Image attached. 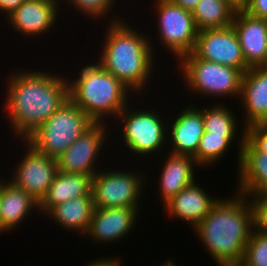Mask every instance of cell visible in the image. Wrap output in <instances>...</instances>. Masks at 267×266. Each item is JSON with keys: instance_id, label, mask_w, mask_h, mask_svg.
Here are the masks:
<instances>
[{"instance_id": "4316f807", "label": "cell", "mask_w": 267, "mask_h": 266, "mask_svg": "<svg viewBox=\"0 0 267 266\" xmlns=\"http://www.w3.org/2000/svg\"><path fill=\"white\" fill-rule=\"evenodd\" d=\"M238 266H267V233L253 229Z\"/></svg>"}, {"instance_id": "cb8c5ba5", "label": "cell", "mask_w": 267, "mask_h": 266, "mask_svg": "<svg viewBox=\"0 0 267 266\" xmlns=\"http://www.w3.org/2000/svg\"><path fill=\"white\" fill-rule=\"evenodd\" d=\"M236 9L226 0H200L192 15L198 31L232 25Z\"/></svg>"}, {"instance_id": "8d00e7d4", "label": "cell", "mask_w": 267, "mask_h": 266, "mask_svg": "<svg viewBox=\"0 0 267 266\" xmlns=\"http://www.w3.org/2000/svg\"><path fill=\"white\" fill-rule=\"evenodd\" d=\"M158 266H176V263L172 261V259L169 258V260L166 261V263L160 264Z\"/></svg>"}, {"instance_id": "44dd1931", "label": "cell", "mask_w": 267, "mask_h": 266, "mask_svg": "<svg viewBox=\"0 0 267 266\" xmlns=\"http://www.w3.org/2000/svg\"><path fill=\"white\" fill-rule=\"evenodd\" d=\"M92 178L86 174H70L57 171L47 193L39 202V209L47 213L52 207L91 194Z\"/></svg>"}, {"instance_id": "603a6c76", "label": "cell", "mask_w": 267, "mask_h": 266, "mask_svg": "<svg viewBox=\"0 0 267 266\" xmlns=\"http://www.w3.org/2000/svg\"><path fill=\"white\" fill-rule=\"evenodd\" d=\"M94 211V204L92 193L88 196H81L52 207L46 215L50 219L55 220L64 229L68 231L78 232L79 234L87 233L92 213Z\"/></svg>"}, {"instance_id": "8992f818", "label": "cell", "mask_w": 267, "mask_h": 266, "mask_svg": "<svg viewBox=\"0 0 267 266\" xmlns=\"http://www.w3.org/2000/svg\"><path fill=\"white\" fill-rule=\"evenodd\" d=\"M178 62L187 90H192L193 95L240 97L243 73L239 69L203 60L193 52Z\"/></svg>"}, {"instance_id": "7402d4cb", "label": "cell", "mask_w": 267, "mask_h": 266, "mask_svg": "<svg viewBox=\"0 0 267 266\" xmlns=\"http://www.w3.org/2000/svg\"><path fill=\"white\" fill-rule=\"evenodd\" d=\"M238 169L239 193L242 195L255 193L267 181V153L258 151L245 138Z\"/></svg>"}, {"instance_id": "277c9868", "label": "cell", "mask_w": 267, "mask_h": 266, "mask_svg": "<svg viewBox=\"0 0 267 266\" xmlns=\"http://www.w3.org/2000/svg\"><path fill=\"white\" fill-rule=\"evenodd\" d=\"M67 81L69 99L94 123H108L109 115L117 118L130 101V89L97 62L84 66L79 77Z\"/></svg>"}, {"instance_id": "30bf717a", "label": "cell", "mask_w": 267, "mask_h": 266, "mask_svg": "<svg viewBox=\"0 0 267 266\" xmlns=\"http://www.w3.org/2000/svg\"><path fill=\"white\" fill-rule=\"evenodd\" d=\"M105 124V125H104ZM105 123H93L86 131L62 153L57 160L58 170L70 174H86L94 176L100 168L96 169L100 151L105 145L106 135ZM98 156V157H97Z\"/></svg>"}, {"instance_id": "e575fe53", "label": "cell", "mask_w": 267, "mask_h": 266, "mask_svg": "<svg viewBox=\"0 0 267 266\" xmlns=\"http://www.w3.org/2000/svg\"><path fill=\"white\" fill-rule=\"evenodd\" d=\"M246 197H264L267 198V181L253 194L246 195Z\"/></svg>"}, {"instance_id": "f546056e", "label": "cell", "mask_w": 267, "mask_h": 266, "mask_svg": "<svg viewBox=\"0 0 267 266\" xmlns=\"http://www.w3.org/2000/svg\"><path fill=\"white\" fill-rule=\"evenodd\" d=\"M245 138L258 151L267 153V123H254L246 126Z\"/></svg>"}, {"instance_id": "484cf974", "label": "cell", "mask_w": 267, "mask_h": 266, "mask_svg": "<svg viewBox=\"0 0 267 266\" xmlns=\"http://www.w3.org/2000/svg\"><path fill=\"white\" fill-rule=\"evenodd\" d=\"M215 105L203 109L204 131L211 135H237L236 130L239 128L236 115L225 104Z\"/></svg>"}, {"instance_id": "8fae6325", "label": "cell", "mask_w": 267, "mask_h": 266, "mask_svg": "<svg viewBox=\"0 0 267 266\" xmlns=\"http://www.w3.org/2000/svg\"><path fill=\"white\" fill-rule=\"evenodd\" d=\"M193 53L203 60L234 67L244 73L246 66L233 26L198 31Z\"/></svg>"}, {"instance_id": "6da1fadb", "label": "cell", "mask_w": 267, "mask_h": 266, "mask_svg": "<svg viewBox=\"0 0 267 266\" xmlns=\"http://www.w3.org/2000/svg\"><path fill=\"white\" fill-rule=\"evenodd\" d=\"M34 71L14 72L6 82V113L22 142L69 98L66 77Z\"/></svg>"}, {"instance_id": "836d02e7", "label": "cell", "mask_w": 267, "mask_h": 266, "mask_svg": "<svg viewBox=\"0 0 267 266\" xmlns=\"http://www.w3.org/2000/svg\"><path fill=\"white\" fill-rule=\"evenodd\" d=\"M175 5L180 6L184 10L193 12L200 0H171Z\"/></svg>"}, {"instance_id": "52a82bcc", "label": "cell", "mask_w": 267, "mask_h": 266, "mask_svg": "<svg viewBox=\"0 0 267 266\" xmlns=\"http://www.w3.org/2000/svg\"><path fill=\"white\" fill-rule=\"evenodd\" d=\"M129 106L127 105L115 119L122 120L121 137L125 141L124 145L135 155L146 157L149 154H157L168 142L166 136L169 126L164 124L166 121L159 116L160 112L148 108L132 110Z\"/></svg>"}, {"instance_id": "9a60e30c", "label": "cell", "mask_w": 267, "mask_h": 266, "mask_svg": "<svg viewBox=\"0 0 267 266\" xmlns=\"http://www.w3.org/2000/svg\"><path fill=\"white\" fill-rule=\"evenodd\" d=\"M61 0H25L6 19L13 30L24 36L36 37L54 28ZM59 3V4H58ZM53 27V28H52Z\"/></svg>"}, {"instance_id": "4dcf8cb0", "label": "cell", "mask_w": 267, "mask_h": 266, "mask_svg": "<svg viewBox=\"0 0 267 266\" xmlns=\"http://www.w3.org/2000/svg\"><path fill=\"white\" fill-rule=\"evenodd\" d=\"M243 10L251 16L267 20V0H248Z\"/></svg>"}, {"instance_id": "ba28073f", "label": "cell", "mask_w": 267, "mask_h": 266, "mask_svg": "<svg viewBox=\"0 0 267 266\" xmlns=\"http://www.w3.org/2000/svg\"><path fill=\"white\" fill-rule=\"evenodd\" d=\"M125 170L101 169L93 176L91 193L94 208L140 207L145 177Z\"/></svg>"}, {"instance_id": "d6986e66", "label": "cell", "mask_w": 267, "mask_h": 266, "mask_svg": "<svg viewBox=\"0 0 267 266\" xmlns=\"http://www.w3.org/2000/svg\"><path fill=\"white\" fill-rule=\"evenodd\" d=\"M39 211V202L11 181L0 179V223L1 232H10L29 217L32 210Z\"/></svg>"}, {"instance_id": "d6a6232c", "label": "cell", "mask_w": 267, "mask_h": 266, "mask_svg": "<svg viewBox=\"0 0 267 266\" xmlns=\"http://www.w3.org/2000/svg\"><path fill=\"white\" fill-rule=\"evenodd\" d=\"M115 259V260H114ZM118 259V260H117ZM119 258H101L98 260V258L94 262L87 263V266H122L121 262L119 261Z\"/></svg>"}, {"instance_id": "5b68a950", "label": "cell", "mask_w": 267, "mask_h": 266, "mask_svg": "<svg viewBox=\"0 0 267 266\" xmlns=\"http://www.w3.org/2000/svg\"><path fill=\"white\" fill-rule=\"evenodd\" d=\"M94 122L69 98L25 141L36 151L58 158Z\"/></svg>"}, {"instance_id": "7c38bea8", "label": "cell", "mask_w": 267, "mask_h": 266, "mask_svg": "<svg viewBox=\"0 0 267 266\" xmlns=\"http://www.w3.org/2000/svg\"><path fill=\"white\" fill-rule=\"evenodd\" d=\"M25 156L15 166V173L10 177L16 187L23 189L38 202L45 196L58 171L57 160L36 151L25 140ZM15 175V176H14Z\"/></svg>"}, {"instance_id": "7a4b0ae2", "label": "cell", "mask_w": 267, "mask_h": 266, "mask_svg": "<svg viewBox=\"0 0 267 266\" xmlns=\"http://www.w3.org/2000/svg\"><path fill=\"white\" fill-rule=\"evenodd\" d=\"M235 196L220 198L194 228L218 266H238L253 231L252 207L246 195Z\"/></svg>"}, {"instance_id": "ffe728a7", "label": "cell", "mask_w": 267, "mask_h": 266, "mask_svg": "<svg viewBox=\"0 0 267 266\" xmlns=\"http://www.w3.org/2000/svg\"><path fill=\"white\" fill-rule=\"evenodd\" d=\"M167 157L161 168V176L159 181L160 197L163 206L169 202L182 189H185L192 183L194 179V168L199 166L195 159L190 155L166 153ZM196 165V166H195Z\"/></svg>"}, {"instance_id": "d590c367", "label": "cell", "mask_w": 267, "mask_h": 266, "mask_svg": "<svg viewBox=\"0 0 267 266\" xmlns=\"http://www.w3.org/2000/svg\"><path fill=\"white\" fill-rule=\"evenodd\" d=\"M236 10H243L246 7L248 0H226Z\"/></svg>"}, {"instance_id": "e0dca14e", "label": "cell", "mask_w": 267, "mask_h": 266, "mask_svg": "<svg viewBox=\"0 0 267 266\" xmlns=\"http://www.w3.org/2000/svg\"><path fill=\"white\" fill-rule=\"evenodd\" d=\"M243 112L244 126L254 123H267V66L249 68L241 79L239 97Z\"/></svg>"}, {"instance_id": "83f0119b", "label": "cell", "mask_w": 267, "mask_h": 266, "mask_svg": "<svg viewBox=\"0 0 267 266\" xmlns=\"http://www.w3.org/2000/svg\"><path fill=\"white\" fill-rule=\"evenodd\" d=\"M70 5H73L72 7L76 10H80L78 12H84L82 15L89 16V19H96L102 20L106 19V15L110 14V10L112 12L114 5V2L116 0H67ZM112 7V8H111ZM109 12V13H108ZM91 16V18H90Z\"/></svg>"}, {"instance_id": "5bb4252c", "label": "cell", "mask_w": 267, "mask_h": 266, "mask_svg": "<svg viewBox=\"0 0 267 266\" xmlns=\"http://www.w3.org/2000/svg\"><path fill=\"white\" fill-rule=\"evenodd\" d=\"M140 207L94 208L90 226L85 235L92 243H113L124 239L135 228ZM134 224V225H133ZM134 226V227H133ZM113 241V242H112Z\"/></svg>"}, {"instance_id": "2e32d148", "label": "cell", "mask_w": 267, "mask_h": 266, "mask_svg": "<svg viewBox=\"0 0 267 266\" xmlns=\"http://www.w3.org/2000/svg\"><path fill=\"white\" fill-rule=\"evenodd\" d=\"M176 115L167 134L168 142L172 143L170 152L194 158L204 133L203 108L189 105Z\"/></svg>"}, {"instance_id": "f1b7e54d", "label": "cell", "mask_w": 267, "mask_h": 266, "mask_svg": "<svg viewBox=\"0 0 267 266\" xmlns=\"http://www.w3.org/2000/svg\"><path fill=\"white\" fill-rule=\"evenodd\" d=\"M253 214V229L267 233V198L247 197Z\"/></svg>"}, {"instance_id": "4fadbf2b", "label": "cell", "mask_w": 267, "mask_h": 266, "mask_svg": "<svg viewBox=\"0 0 267 266\" xmlns=\"http://www.w3.org/2000/svg\"><path fill=\"white\" fill-rule=\"evenodd\" d=\"M232 26L248 68L267 66V20L236 10Z\"/></svg>"}, {"instance_id": "ac0fdd59", "label": "cell", "mask_w": 267, "mask_h": 266, "mask_svg": "<svg viewBox=\"0 0 267 266\" xmlns=\"http://www.w3.org/2000/svg\"><path fill=\"white\" fill-rule=\"evenodd\" d=\"M218 200V197L209 196L199 183L194 182L176 194L163 208L169 217L184 220L194 229Z\"/></svg>"}, {"instance_id": "3957f363", "label": "cell", "mask_w": 267, "mask_h": 266, "mask_svg": "<svg viewBox=\"0 0 267 266\" xmlns=\"http://www.w3.org/2000/svg\"><path fill=\"white\" fill-rule=\"evenodd\" d=\"M116 17L109 21L110 26L105 33L107 37L104 36L102 44L104 48L97 62L127 86L131 93L139 95L153 73L154 45L149 36L147 38L139 30L130 28L119 14V19Z\"/></svg>"}, {"instance_id": "d4e9b609", "label": "cell", "mask_w": 267, "mask_h": 266, "mask_svg": "<svg viewBox=\"0 0 267 266\" xmlns=\"http://www.w3.org/2000/svg\"><path fill=\"white\" fill-rule=\"evenodd\" d=\"M243 132L239 134L240 138L235 137L236 135H211V133L205 132L200 139L196 156L194 157L195 161L199 164L200 167H209L213 166V163H218V160H221L225 156L230 144L238 139V164L241 160V149L245 140V127L242 129Z\"/></svg>"}, {"instance_id": "9c48e42d", "label": "cell", "mask_w": 267, "mask_h": 266, "mask_svg": "<svg viewBox=\"0 0 267 266\" xmlns=\"http://www.w3.org/2000/svg\"><path fill=\"white\" fill-rule=\"evenodd\" d=\"M156 1L155 13L160 35L158 40L161 42L159 44L174 54L179 61L193 52L198 37L192 12L175 5L171 0Z\"/></svg>"}, {"instance_id": "1f68e13d", "label": "cell", "mask_w": 267, "mask_h": 266, "mask_svg": "<svg viewBox=\"0 0 267 266\" xmlns=\"http://www.w3.org/2000/svg\"><path fill=\"white\" fill-rule=\"evenodd\" d=\"M25 0H0V11L8 16L13 10L17 9Z\"/></svg>"}]
</instances>
